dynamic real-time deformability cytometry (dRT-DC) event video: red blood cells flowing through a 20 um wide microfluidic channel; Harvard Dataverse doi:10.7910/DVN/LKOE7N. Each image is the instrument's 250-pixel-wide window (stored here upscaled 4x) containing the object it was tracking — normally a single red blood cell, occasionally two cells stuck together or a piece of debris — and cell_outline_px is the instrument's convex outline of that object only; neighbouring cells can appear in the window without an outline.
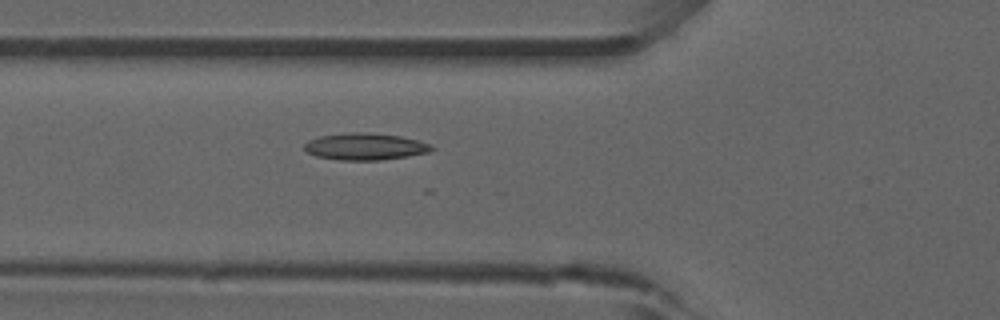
{"species": "common noctule bat (a hibernating species)", "species_latin": "Nyctalus noctula", "temperature_condition": "room temperature", "stored_images_in_passage": 54, "camera_frame_rate_fps": 3000, "um_per_image_px": 0.085, "animal": {"sex": "male", "forearm_length_mm": 52.5}, "frame": {"image": 1, "passage_image": 19, "time_ms": 6.0, "image_size_px": [1000, 320], "cell_outline_px": [[436, 148], [428, 152], [408, 156], [380, 160], [340, 160], [316, 156], [308, 152], [304, 148], [304, 144], [308, 140], [320, 136], [356, 132], [368, 132], [400, 136], [432, 144]], "centroid_in_image_um": [31.05, 12.46], "position_along_channel_um": 94.7, "area_um2": 19.83}}